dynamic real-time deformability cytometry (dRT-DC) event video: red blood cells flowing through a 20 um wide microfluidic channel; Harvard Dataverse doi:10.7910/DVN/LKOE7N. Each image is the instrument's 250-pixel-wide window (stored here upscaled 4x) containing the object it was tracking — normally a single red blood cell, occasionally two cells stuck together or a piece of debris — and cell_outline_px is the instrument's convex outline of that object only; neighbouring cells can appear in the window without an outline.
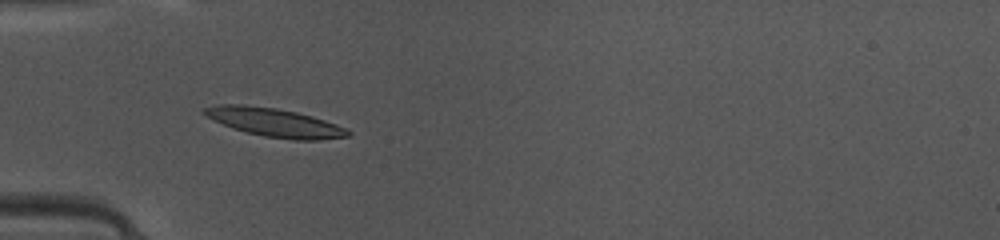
{"species": "common noctule bat (a hibernating species)", "species_latin": "Nyctalus noctula", "temperature_condition": "warm", "stored_images_in_passage": 25, "camera_frame_rate_fps": 3000, "um_per_image_px": 0.085, "animal": {"sex": "female", "body_mass_g": 10.0, "forearm_length_mm": 53.1}, "frame": {"image": 1, "passage_image": 4, "time_ms": 1.0, "image_size_px": [1000, 240], "cell_outline_px": [[352, 132], [348, 136], [320, 140], [296, 140], [264, 136], [232, 128], [200, 112], [204, 108], [220, 104], [240, 104], [276, 108], [296, 112], [312, 116], [348, 128]], "centroid_in_image_um": [23.39, 10.41], "position_along_channel_um": 61.6, "area_um2": 23.64}}
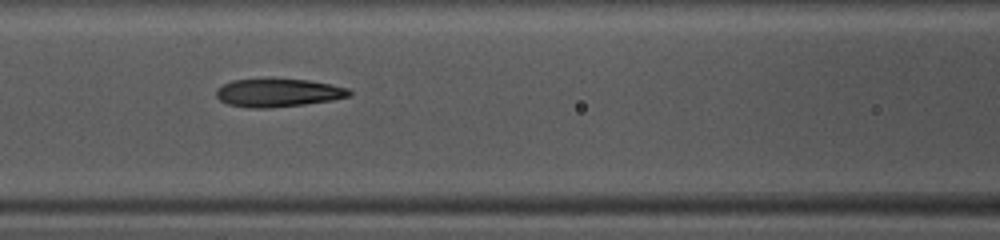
{"frame": {"image": 2, "passage_image": 10, "time_ms": 3.0, "image_size_px": [1000, 240], "cell_outline_px": [[352, 96], [332, 100], [304, 104], [268, 108], [252, 108], [228, 104], [220, 100], [216, 96], [216, 88], [232, 80], [308, 80], [348, 88], [352, 92]], "centroid_in_image_um": [23.65, 7.9], "position_along_channel_um": 143.0, "area_um2": 21.44}}
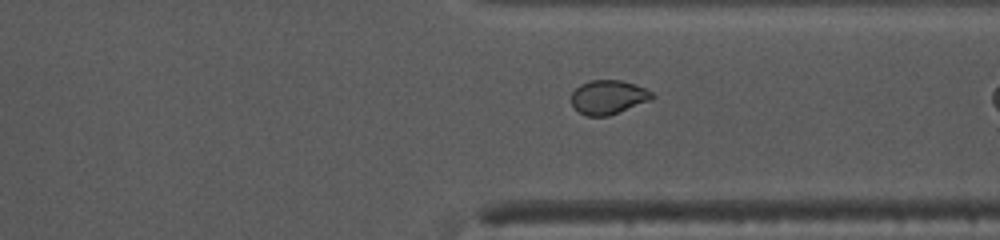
{"frame": {"image": 3, "passage_image": 23, "time_ms": 7.333, "image_size_px": [1000, 240], "cell_outline_px": [[656, 96], [648, 100], [608, 116], [588, 116], [580, 112], [572, 104], [572, 92], [580, 84], [592, 80], [620, 80], [636, 84], [652, 92]], "centroid_in_image_um": [51.69, 8.24], "position_along_channel_um": 359.7, "area_um2": 15.72}}